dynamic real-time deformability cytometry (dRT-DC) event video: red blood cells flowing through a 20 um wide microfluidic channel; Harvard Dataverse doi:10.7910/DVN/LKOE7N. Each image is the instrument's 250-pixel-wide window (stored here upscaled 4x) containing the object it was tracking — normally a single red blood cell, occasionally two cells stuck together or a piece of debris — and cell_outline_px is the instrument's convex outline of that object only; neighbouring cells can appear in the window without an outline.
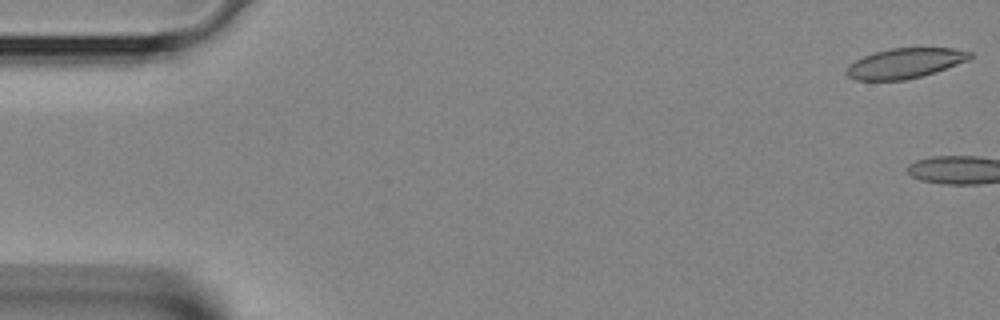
{"species": "Egyptian fruit bat (a non-hibernating species)", "species_latin": "Rousettus aegyptiacus", "temperature_condition": "room temperature", "stored_images_in_passage": 4, "camera_frame_rate_fps": 3000, "um_per_image_px": 0.085, "animal": {"sex": "female"}, "frame": {"image": 1, "passage_image": 1, "time_ms": 0.0, "image_size_px": [1000, 320], "cell_outline_px": [[972, 56], [968, 60], [936, 72], [904, 80], [856, 80], [848, 76], [844, 72], [856, 60], [864, 56], [876, 52], [892, 48], [952, 48], [972, 52]], "centroid_in_image_um": [76.95, 5.38], "position_along_channel_um": 8.1, "area_um2": 21.33}}